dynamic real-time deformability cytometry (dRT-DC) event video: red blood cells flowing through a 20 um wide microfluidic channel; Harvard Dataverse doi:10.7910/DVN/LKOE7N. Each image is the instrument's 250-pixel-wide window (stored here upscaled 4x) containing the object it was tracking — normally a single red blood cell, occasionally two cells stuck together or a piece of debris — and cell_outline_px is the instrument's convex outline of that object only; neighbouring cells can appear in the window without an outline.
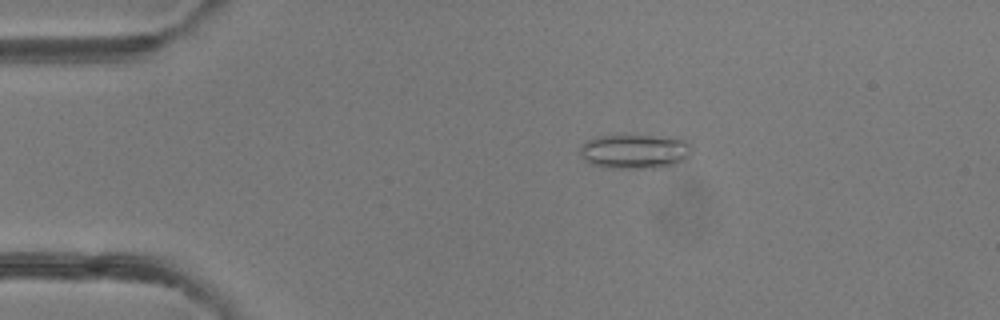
{"species": "common noctule bat (a hibernating species)", "species_latin": "Nyctalus noctula", "temperature_condition": "room temperature", "stored_images_in_passage": 41, "camera_frame_rate_fps": 3000, "um_per_image_px": 0.085, "animal": {"sex": "female"}, "frame": {"image": 1, "passage_image": 2, "time_ms": 0.333, "image_size_px": [1000, 320], "cell_outline_px": [[692, 148], [688, 156], [684, 160], [672, 164], [656, 168], [600, 168], [584, 160], [580, 156], [580, 148], [584, 140], [596, 136], [652, 136], [684, 140]], "centroid_in_image_um": [53.86, 12.89], "position_along_channel_um": 31.1, "area_um2": 22.31}}
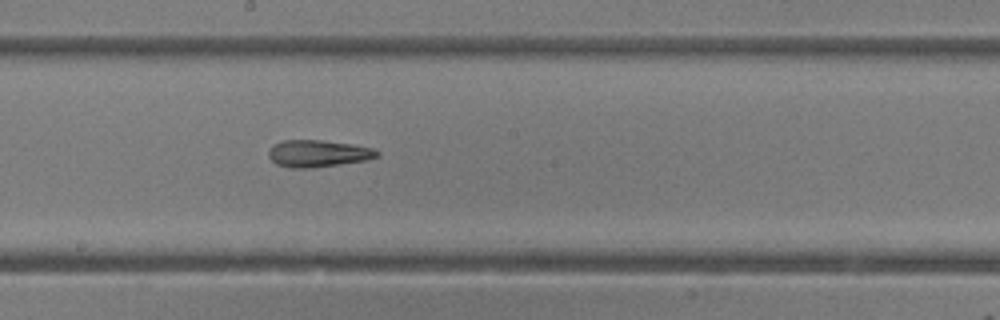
{"frame": {"image": 2, "passage_image": 19, "time_ms": 6.0, "image_size_px": [1000, 320], "cell_outline_px": [[380, 156], [368, 160], [312, 168], [292, 168], [276, 164], [268, 156], [268, 152], [272, 144], [284, 140], [320, 140], [352, 144], [372, 148], [380, 152]], "centroid_in_image_um": [27.04, 13.05], "position_along_channel_um": 221.2, "area_um2": 17.17}}
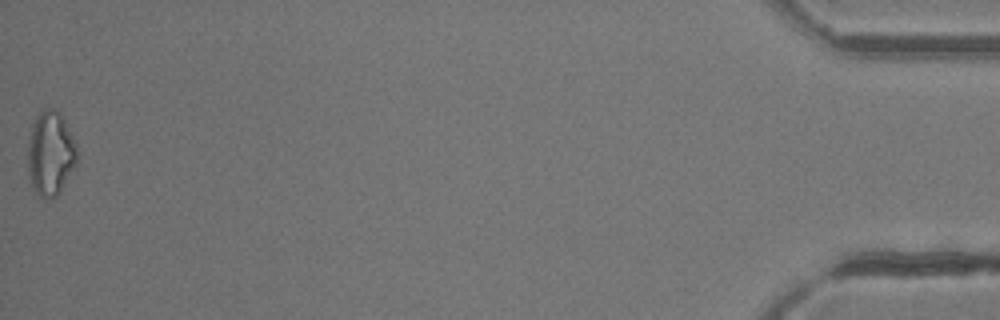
{"frame": {"image": 3, "passage_image": 41, "time_ms": 13.333, "image_size_px": [1000, 320], "cell_outline_px": [[76, 164], [60, 192], [52, 200], [40, 196], [36, 192], [32, 184], [28, 172], [28, 148], [32, 124], [36, 116], [44, 108], [52, 108], [60, 112], [76, 144]], "centroid_in_image_um": [4.29, 13.04], "position_along_channel_um": 430.9, "area_um2": 23.99}, "authors_computed_cell_mechanics": {"area_um2": 18.207, "velocity_mm_per_s": 4.2629, "shape_relaxation_time_tau1_ms": null, "shape_relaxation_time_tau2_ms": 3.8008, "deformation_change_tau1": null, "deformation_change_tau2": 0.1383}}